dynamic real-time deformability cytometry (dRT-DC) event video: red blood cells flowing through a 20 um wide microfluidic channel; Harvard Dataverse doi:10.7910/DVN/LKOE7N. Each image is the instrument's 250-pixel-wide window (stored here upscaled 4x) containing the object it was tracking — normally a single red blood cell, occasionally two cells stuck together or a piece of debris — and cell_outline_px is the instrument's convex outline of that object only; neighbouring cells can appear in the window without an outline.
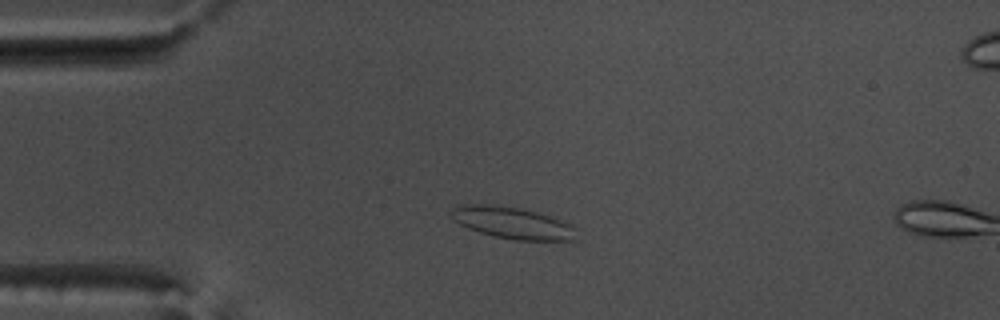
{"species": "common noctule bat (a hibernating species)", "species_latin": "Nyctalus noctula", "temperature_condition": "warm", "stored_images_in_passage": 12, "camera_frame_rate_fps": 3000, "um_per_image_px": 0.085, "animal": {"sex": "male", "body_mass_g": 17.5, "forearm_length_mm": 52.3}, "frame": {"image": 1, "passage_image": 10, "time_ms": 3.0, "image_size_px": [1000, 320], "cell_outline_px": [[576, 240], [516, 240], [492, 236], [468, 228], [452, 220], [452, 208], [456, 204], [492, 204], [520, 208], [552, 216], [572, 224], [576, 228]], "centroid_in_image_um": [43.56, 18.93], "position_along_channel_um": 41.4, "area_um2": 23.41}}